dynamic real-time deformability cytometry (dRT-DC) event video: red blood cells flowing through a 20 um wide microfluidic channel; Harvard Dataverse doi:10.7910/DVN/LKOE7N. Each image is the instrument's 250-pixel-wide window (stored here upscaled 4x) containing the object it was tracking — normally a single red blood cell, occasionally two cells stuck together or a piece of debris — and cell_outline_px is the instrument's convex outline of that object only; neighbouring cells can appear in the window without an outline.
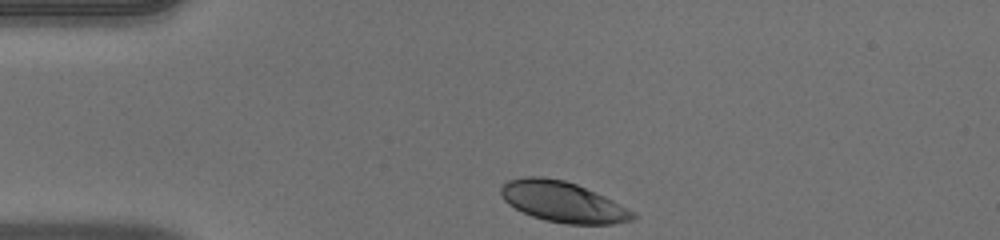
{"species": "human", "species_latin": "Homo sapiens", "temperature_condition": "warm", "stored_images_in_passage": 33, "camera_frame_rate_fps": 3000, "um_per_image_px": 0.085, "donor": {"sex": "male"}, "frame": {"image": 1, "passage_image": 1, "time_ms": 0.0, "image_size_px": [1000, 240], "cell_outline_px": [[636, 220], [612, 224], [564, 224], [544, 220], [532, 216], [508, 204], [504, 200], [500, 192], [500, 188], [508, 180], [524, 176], [544, 176], [564, 180], [576, 184], [604, 196], [636, 212]], "centroid_in_image_um": [47.86, 17.16], "position_along_channel_um": 37.1, "area_um2": 31.33}}
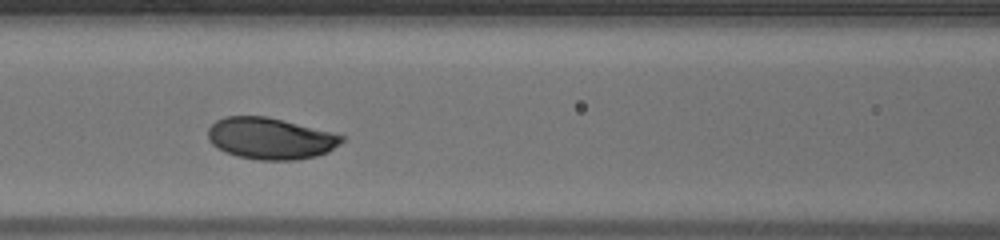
{"frame": {"image": 2, "passage_image": 12, "time_ms": 3.667, "image_size_px": [1000, 240], "cell_outline_px": [[344, 140], [340, 144], [328, 152], [316, 156], [296, 160], [260, 160], [236, 156], [224, 152], [216, 148], [208, 140], [208, 128], [216, 120], [224, 116], [268, 116], [344, 136]], "centroid_in_image_um": [22.94, 11.77], "position_along_channel_um": 143.7, "area_um2": 32.43}}
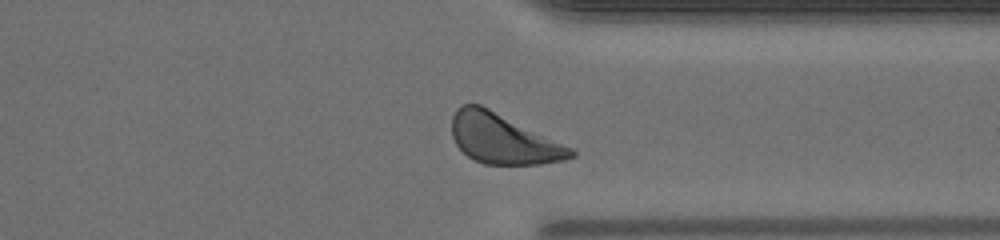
{"frame": {"image": 3, "passage_image": 29, "time_ms": 9.333, "image_size_px": [1000, 240], "cell_outline_px": [[576, 156], [564, 160], [540, 164], [484, 164], [472, 160], [456, 144], [452, 136], [452, 116], [456, 108], [460, 104], [480, 104], [572, 148], [576, 152]], "centroid_in_image_um": [42.74, 11.8], "position_along_channel_um": 368.7, "area_um2": 34.39}, "authors_computed_cell_mechanics": {"area_um2": 32.5414, "velocity_mm_per_s": 3.9817, "shape_relaxation_time_tau1_ms": 1.7279, "shape_relaxation_time_tau2_ms": null, "deformation_change_tau1": 0.1226, "deformation_change_tau2": null}}